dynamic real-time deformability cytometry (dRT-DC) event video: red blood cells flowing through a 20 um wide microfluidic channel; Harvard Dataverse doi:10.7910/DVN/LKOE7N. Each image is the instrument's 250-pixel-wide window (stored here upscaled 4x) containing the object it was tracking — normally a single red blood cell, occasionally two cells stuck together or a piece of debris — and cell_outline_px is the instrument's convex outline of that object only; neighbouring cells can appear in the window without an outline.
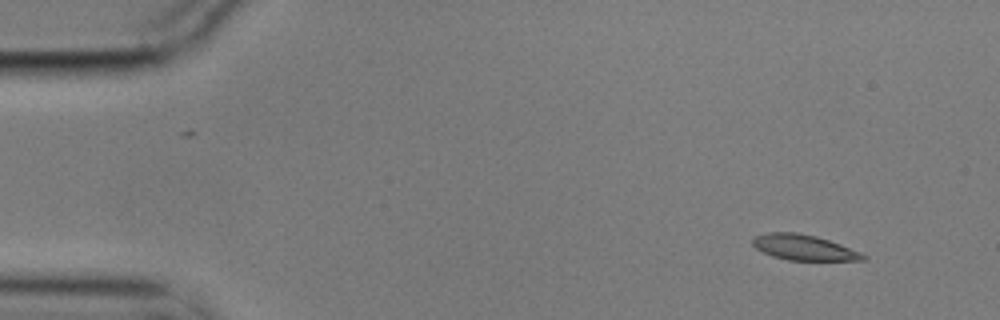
{"species": "common noctule bat (a hibernating species)", "species_latin": "Nyctalus noctula", "temperature_condition": "cold", "stored_images_in_passage": 4, "camera_frame_rate_fps": 3000, "um_per_image_px": 0.085, "animal": {"sex": "male", "body_mass_g": 17.9}, "frame": {"image": 1, "passage_image": 1, "time_ms": 0.0, "image_size_px": [1000, 320], "cell_outline_px": [[868, 256], [864, 260], [788, 260], [772, 256], [756, 248], [752, 244], [752, 240], [756, 236], [768, 232], [796, 232], [816, 236], [840, 244], [860, 252]], "centroid_in_image_um": [68.32, 21.03], "position_along_channel_um": 16.7, "area_um2": 16.24}}
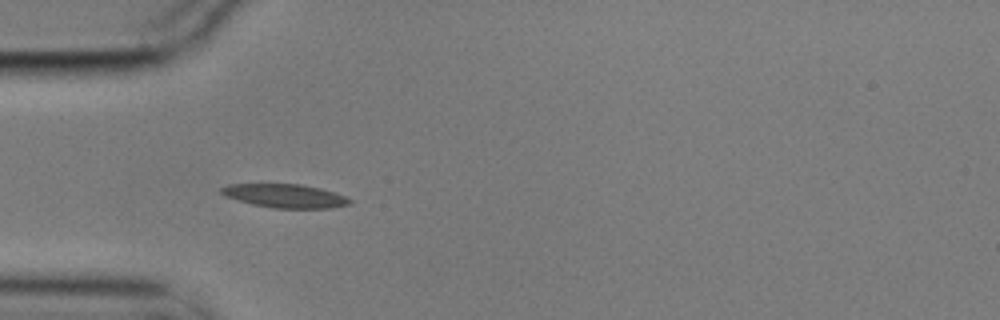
{"frame": {"image": 2, "passage_image": 4, "time_ms": 1.0, "image_size_px": [1000, 320], "cell_outline_px": [[352, 204], [332, 208], [272, 208], [252, 204], [224, 196], [220, 192], [220, 188], [228, 184], [300, 184], [320, 188], [344, 196], [352, 200]], "centroid_in_image_um": [24.22, 16.65], "position_along_channel_um": 60.8, "area_um2": 17.69}}